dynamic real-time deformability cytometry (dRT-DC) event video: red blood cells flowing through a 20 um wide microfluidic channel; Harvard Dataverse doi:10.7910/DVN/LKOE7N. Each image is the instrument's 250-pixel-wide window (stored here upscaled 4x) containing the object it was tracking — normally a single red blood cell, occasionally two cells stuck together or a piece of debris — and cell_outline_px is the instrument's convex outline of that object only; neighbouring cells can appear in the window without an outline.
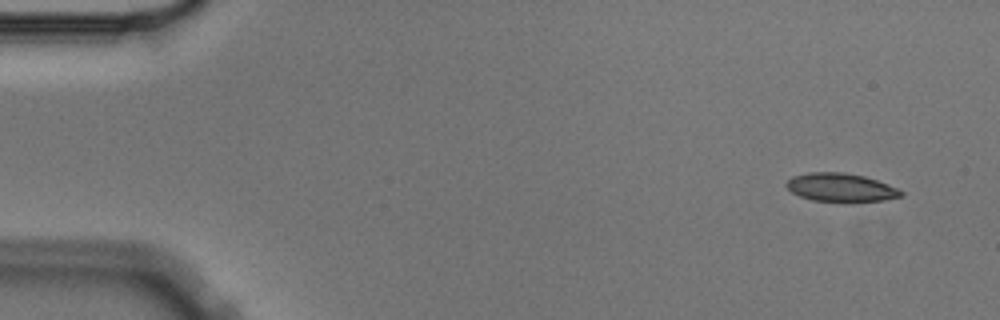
{"species": "Egyptian fruit bat (a non-hibernating species)", "species_latin": "Rousettus aegyptiacus", "temperature_condition": "cold", "stored_images_in_passage": 6, "camera_frame_rate_fps": 3000, "um_per_image_px": 0.085, "animal": {"sex": "male"}, "frame": {"image": 1, "passage_image": 1, "time_ms": 0.0, "image_size_px": [1000, 320], "cell_outline_px": [[904, 196], [884, 200], [844, 204], [812, 200], [800, 196], [792, 192], [784, 184], [792, 176], [808, 172], [844, 172], [864, 176], [888, 184], [904, 192]], "centroid_in_image_um": [71.47, 15.97], "position_along_channel_um": 13.5, "area_um2": 19.59}}
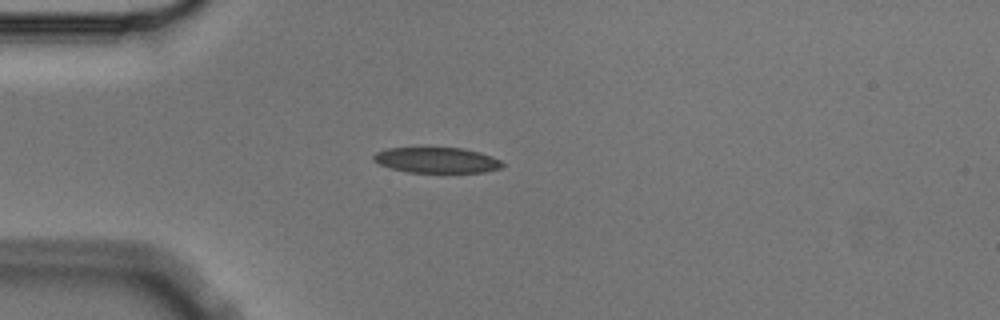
{"frame": {"image": 2, "passage_image": 4, "time_ms": 1.0, "image_size_px": [1000, 320], "cell_outline_px": [[504, 164], [500, 168], [484, 172], [408, 172], [392, 168], [380, 164], [372, 160], [372, 156], [376, 152], [388, 148], [464, 148], [480, 152], [492, 156], [500, 160]], "centroid_in_image_um": [37.12, 13.61], "position_along_channel_um": 47.9, "area_um2": 19.07}}
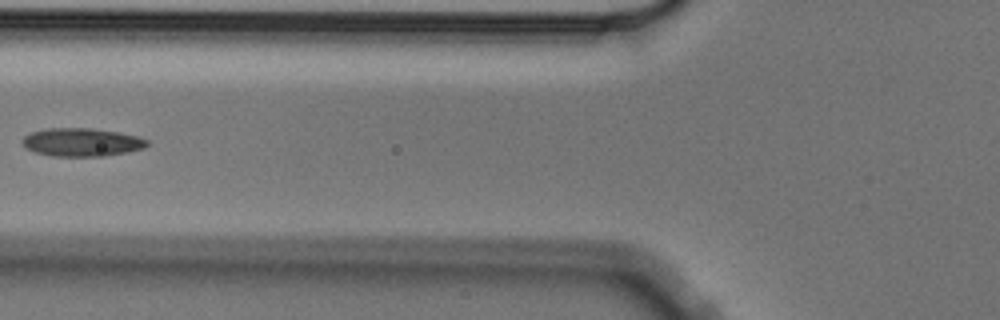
{"frame": {"image": 3, "passage_image": 6, "time_ms": 1.667, "image_size_px": [1000, 320], "cell_outline_px": [[148, 144], [144, 148], [128, 152], [104, 156], [52, 156], [36, 152], [24, 148], [20, 140], [24, 136], [32, 132], [48, 128], [92, 128], [120, 132], [136, 136], [148, 140]], "centroid_in_image_um": [6.93, 12.09], "position_along_channel_um": 118.9, "area_um2": 20.63}}